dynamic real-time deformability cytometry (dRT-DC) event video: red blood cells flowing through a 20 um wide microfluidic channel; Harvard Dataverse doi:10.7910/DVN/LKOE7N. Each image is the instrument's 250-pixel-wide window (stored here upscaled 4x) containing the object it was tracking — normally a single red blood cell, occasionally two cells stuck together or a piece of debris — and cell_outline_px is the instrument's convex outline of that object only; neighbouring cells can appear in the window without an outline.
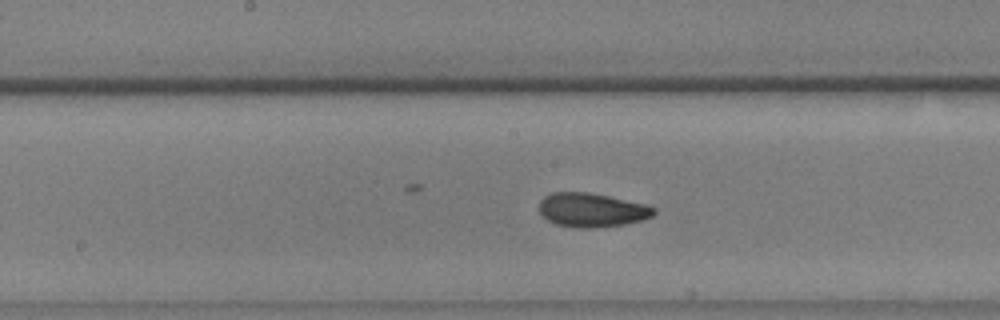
{"species": "common noctule bat (a hibernating species)", "species_latin": "Nyctalus noctula", "temperature_condition": "warm", "stored_images_in_passage": 48, "camera_frame_rate_fps": 3000, "um_per_image_px": 0.085, "animal": {"sex": "male", "body_mass_g": 17.9, "forearm_length_mm": 54.2}, "frame": {"image": 1, "passage_image": 22, "time_ms": 7.0, "image_size_px": [1000, 320], "cell_outline_px": [[656, 212], [652, 216], [640, 220], [624, 224], [596, 228], [576, 228], [556, 224], [548, 220], [540, 212], [540, 200], [544, 196], [552, 192], [588, 192], [608, 196], [644, 204], [656, 208]], "centroid_in_image_um": [50.29, 17.85], "position_along_channel_um": 197.9, "area_um2": 22.6}}
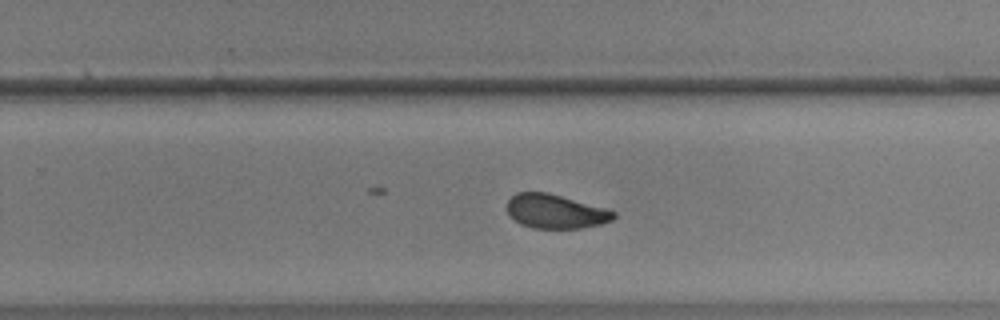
{"frame": {"image": 2, "passage_image": 29, "time_ms": 9.333, "image_size_px": [1000, 320], "cell_outline_px": [[616, 216], [612, 220], [600, 224], [580, 228], [532, 228], [520, 224], [508, 212], [508, 200], [516, 192], [548, 192], [608, 208], [616, 212]], "centroid_in_image_um": [47.25, 17.96], "position_along_channel_um": 282.5, "area_um2": 21.21}}
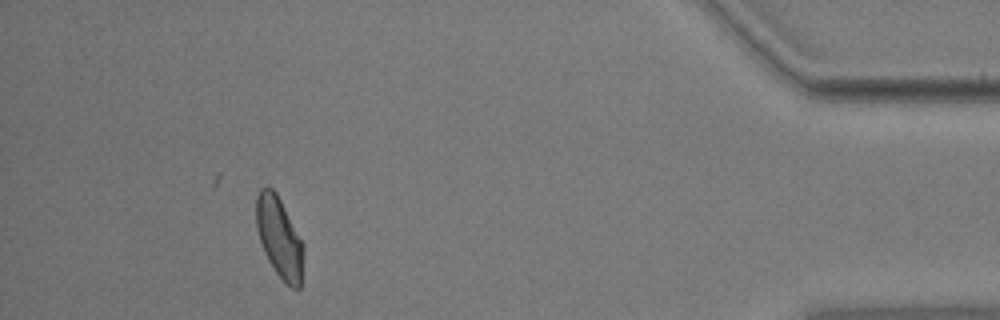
{"frame": {"image": 3, "passage_image": 44, "time_ms": 14.333, "image_size_px": [1000, 320], "cell_outline_px": [[304, 248], [300, 288], [292, 288], [276, 272], [268, 260], [264, 252], [256, 228], [256, 196], [260, 188], [268, 184], [276, 192], [304, 244]], "centroid_in_image_um": [23.73, 20.13], "position_along_channel_um": 411.5, "area_um2": 22.14}, "authors_computed_cell_mechanics": {"area_um2": 22.1374, "velocity_mm_per_s": 3.6446, "shape_relaxation_time_tau1_ms": 6.6992, "shape_relaxation_time_tau2_ms": 1.4602, "deformation_change_tau1": 0.1527, "deformation_change_tau2": 0.0712}}